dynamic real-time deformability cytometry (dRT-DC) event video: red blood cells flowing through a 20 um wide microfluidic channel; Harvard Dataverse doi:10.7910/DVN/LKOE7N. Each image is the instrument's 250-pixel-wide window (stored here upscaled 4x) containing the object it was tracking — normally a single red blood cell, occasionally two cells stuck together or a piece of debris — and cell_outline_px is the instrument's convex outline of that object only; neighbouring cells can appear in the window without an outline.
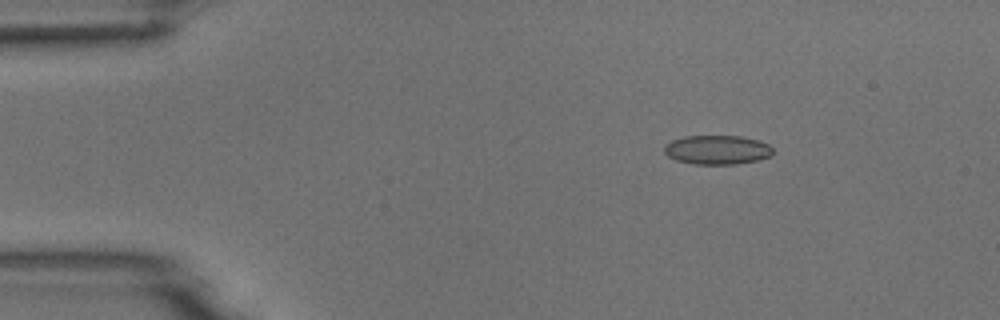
{"species": "common noctule bat (a hibernating species)", "species_latin": "Nyctalus noctula", "temperature_condition": "room temperature", "stored_images_in_passage": 4, "camera_frame_rate_fps": 3000, "um_per_image_px": 0.085, "animal": {"sex": "male", "body_mass_g": 18.8}, "frame": {"image": 1, "passage_image": 2, "time_ms": 1.333, "image_size_px": [1000, 320], "cell_outline_px": [[772, 156], [760, 160], [736, 164], [692, 164], [676, 160], [668, 156], [664, 152], [664, 144], [672, 140], [684, 136], [740, 136], [756, 140], [768, 144], [772, 148]], "centroid_in_image_um": [60.95, 12.74], "position_along_channel_um": 24.1, "area_um2": 18.55}}